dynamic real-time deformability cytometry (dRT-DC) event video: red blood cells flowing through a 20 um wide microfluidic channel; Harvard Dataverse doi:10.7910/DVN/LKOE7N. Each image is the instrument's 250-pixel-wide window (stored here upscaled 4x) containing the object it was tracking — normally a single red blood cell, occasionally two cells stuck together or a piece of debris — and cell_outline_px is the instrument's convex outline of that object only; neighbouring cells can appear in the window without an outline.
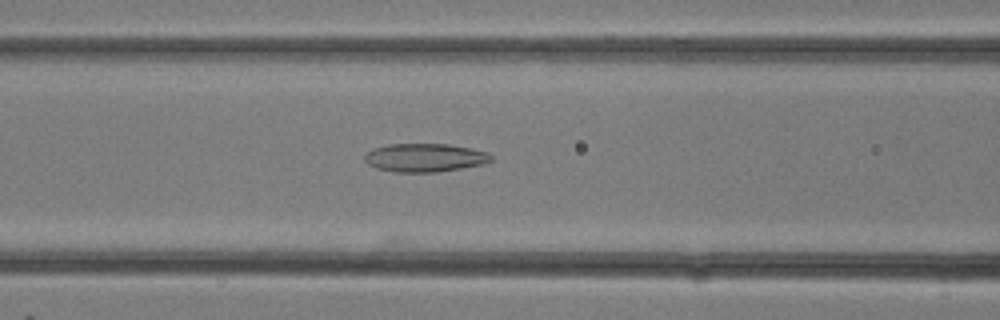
{"species": "common noctule bat (a hibernating species)", "species_latin": "Nyctalus noctula", "temperature_condition": "room temperature", "stored_images_in_passage": 8, "camera_frame_rate_fps": 3000, "um_per_image_px": 0.085, "animal": {"sex": "female"}, "frame": {"image": 1, "passage_image": 4, "time_ms": 1.0, "image_size_px": [1000, 320], "cell_outline_px": [[492, 160], [484, 164], [436, 172], [396, 172], [376, 168], [368, 164], [364, 160], [364, 156], [372, 148], [388, 144], [448, 144], [472, 148], [488, 152], [492, 156]], "centroid_in_image_um": [36.11, 13.39], "position_along_channel_um": 130.5, "area_um2": 20.98}}
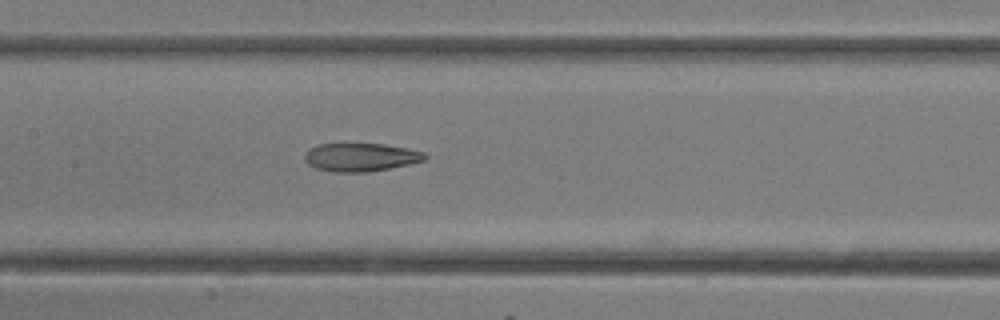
{"frame": {"image": 2, "passage_image": 6, "time_ms": 1.667, "image_size_px": [1000, 320], "cell_outline_px": [[428, 156], [424, 160], [408, 164], [368, 172], [336, 172], [316, 168], [308, 164], [304, 160], [304, 152], [308, 148], [316, 144], [384, 144], [408, 148], [424, 152]], "centroid_in_image_um": [30.62, 13.35], "position_along_channel_um": 176.8, "area_um2": 19.83}}
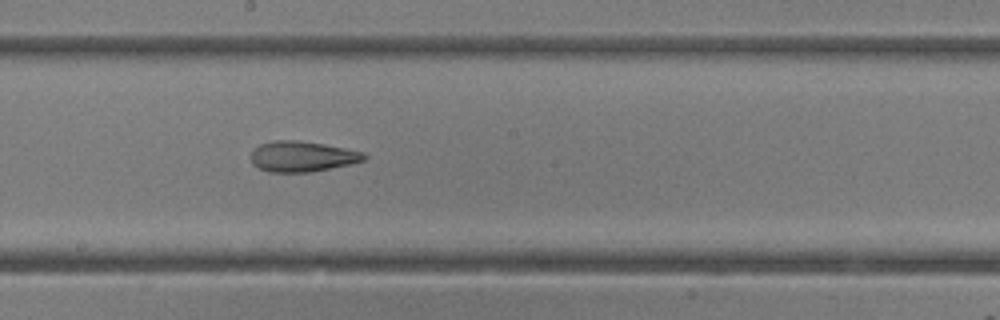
{"frame": {"image": 3, "passage_image": 8, "time_ms": 2.333, "image_size_px": [1000, 320], "cell_outline_px": [[368, 156], [364, 160], [352, 164], [308, 172], [268, 172], [252, 164], [252, 152], [260, 144], [272, 140], [296, 140], [324, 144], [364, 152]], "centroid_in_image_um": [25.7, 13.29], "position_along_channel_um": 222.5, "area_um2": 20.06}}